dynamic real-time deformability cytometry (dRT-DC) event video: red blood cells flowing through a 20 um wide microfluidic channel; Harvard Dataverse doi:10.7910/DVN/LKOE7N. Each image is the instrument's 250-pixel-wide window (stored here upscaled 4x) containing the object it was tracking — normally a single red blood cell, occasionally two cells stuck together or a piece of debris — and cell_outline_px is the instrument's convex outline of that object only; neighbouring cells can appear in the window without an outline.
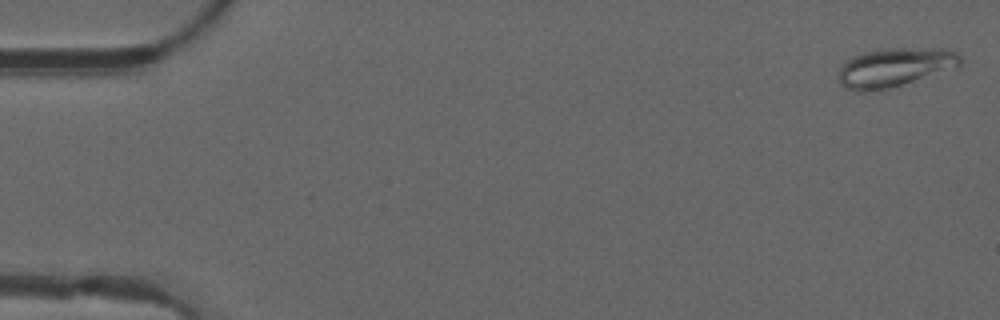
{"species": "common noctule bat (a hibernating species)", "species_latin": "Nyctalus noctula", "temperature_condition": "warm", "stored_images_in_passage": 50, "camera_frame_rate_fps": 3000, "um_per_image_px": 0.085, "animal": {"sex": "male", "forearm_length_mm": 52.5}, "frame": {"image": 1, "passage_image": 1, "time_ms": 0.0, "image_size_px": [1000, 320], "cell_outline_px": [[960, 64], [956, 68], [884, 92], [856, 92], [844, 88], [840, 84], [840, 68], [852, 56], [864, 52], [888, 48], [940, 48], [956, 52], [960, 56]], "centroid_in_image_um": [76.06, 5.78], "position_along_channel_um": 8.9, "area_um2": 28.32}}
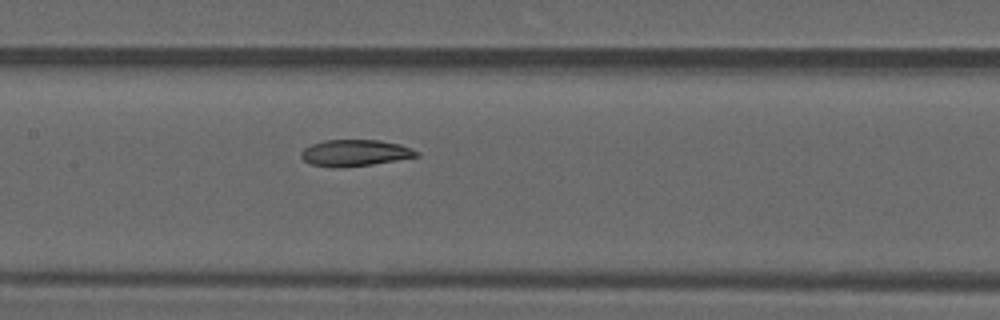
{"frame": {"image": 2, "passage_image": 24, "time_ms": 7.667, "image_size_px": [1000, 320], "cell_outline_px": [[420, 156], [372, 164], [340, 168], [308, 164], [300, 156], [300, 152], [304, 148], [312, 144], [324, 140], [380, 140], [400, 144], [412, 148], [420, 152]], "centroid_in_image_um": [30.17, 13.0], "position_along_channel_um": 177.2, "area_um2": 17.92}}
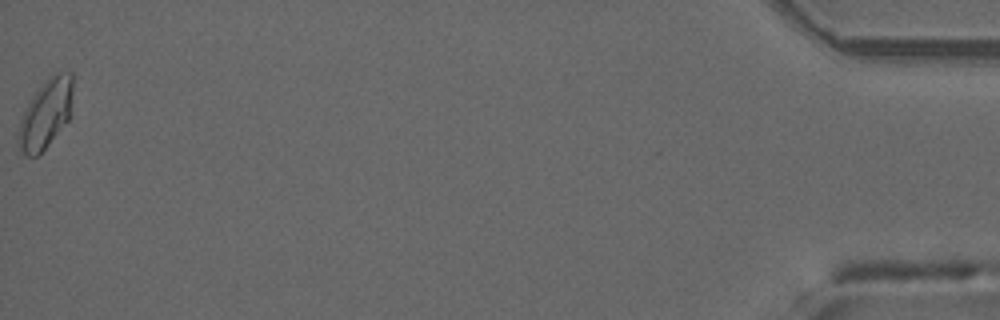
{"frame": {"image": 3, "passage_image": 50, "time_ms": 16.333, "image_size_px": [1000, 320], "cell_outline_px": [[72, 92], [68, 120], [48, 144], [36, 156], [28, 156], [20, 148], [16, 140], [16, 136], [20, 120], [32, 96], [48, 76], [56, 72], [72, 72]], "centroid_in_image_um": [3.86, 9.65], "position_along_channel_um": 431.3, "area_um2": 21.5}, "authors_computed_cell_mechanics": {"area_um2": 18.9295, "velocity_mm_per_s": 4.089, "shape_relaxation_time_tau1_ms": null, "shape_relaxation_time_tau2_ms": 4.4725, "deformation_change_tau1": null, "deformation_change_tau2": 0.1009}}